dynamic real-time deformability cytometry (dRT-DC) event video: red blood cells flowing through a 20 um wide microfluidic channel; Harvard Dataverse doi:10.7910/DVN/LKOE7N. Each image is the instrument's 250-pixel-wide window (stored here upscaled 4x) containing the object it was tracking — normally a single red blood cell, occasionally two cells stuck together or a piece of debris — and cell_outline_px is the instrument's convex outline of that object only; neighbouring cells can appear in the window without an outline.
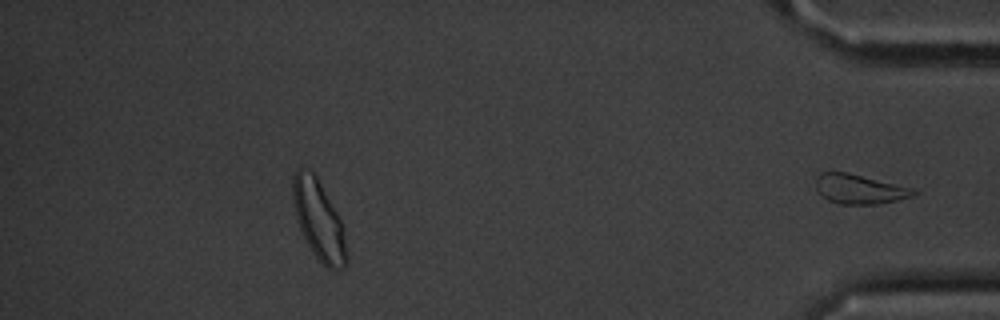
{"species": "common noctule bat (a hibernating species)", "species_latin": "Nyctalus noctula", "temperature_condition": "cold", "stored_images_in_passage": 49, "segment_of_instrument_passage": [2, 2], "camera_frame_rate_fps": 3000, "um_per_image_px": 0.085, "animal": {"sex": "male", "body_mass_g": 20.1, "forearm_length_mm": 53.5}, "frame": {"image": 1, "passage_image": 49, "time_ms": 16.0, "image_size_px": [1000, 320], "cell_outline_px": [[920, 192], [912, 196], [896, 200], [876, 204], [840, 204], [828, 200], [816, 188], [816, 176], [820, 172], [848, 172], [916, 188]], "centroid_in_image_um": [73.1, 16.06], "position_along_channel_um": 362.1, "area_um2": 16.94}}